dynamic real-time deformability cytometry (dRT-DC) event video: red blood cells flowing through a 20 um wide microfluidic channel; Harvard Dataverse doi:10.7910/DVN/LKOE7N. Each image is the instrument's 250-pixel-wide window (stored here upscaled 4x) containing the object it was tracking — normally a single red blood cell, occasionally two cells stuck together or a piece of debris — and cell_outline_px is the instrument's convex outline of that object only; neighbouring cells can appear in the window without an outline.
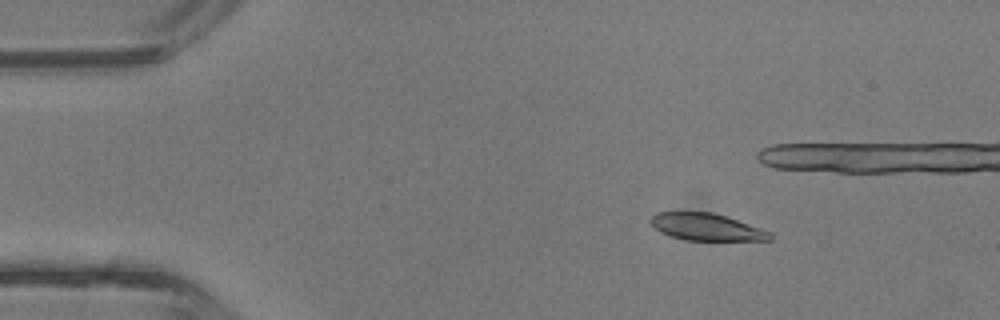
{"species": "common noctule bat (a hibernating species)", "species_latin": "Nyctalus noctula", "temperature_condition": "room temperature", "stored_images_in_passage": 5, "camera_frame_rate_fps": 3000, "um_per_image_px": 0.085, "animal": {"sex": "male", "body_mass_g": 13.3}, "frame": {"image": 1, "passage_image": 1, "time_ms": 0.0, "image_size_px": [1000, 320], "cell_outline_px": [[772, 240], [684, 240], [660, 232], [648, 220], [656, 212], [712, 212], [728, 216], [772, 232]], "centroid_in_image_um": [60.07, 19.29], "position_along_channel_um": 24.9, "area_um2": 18.9}}